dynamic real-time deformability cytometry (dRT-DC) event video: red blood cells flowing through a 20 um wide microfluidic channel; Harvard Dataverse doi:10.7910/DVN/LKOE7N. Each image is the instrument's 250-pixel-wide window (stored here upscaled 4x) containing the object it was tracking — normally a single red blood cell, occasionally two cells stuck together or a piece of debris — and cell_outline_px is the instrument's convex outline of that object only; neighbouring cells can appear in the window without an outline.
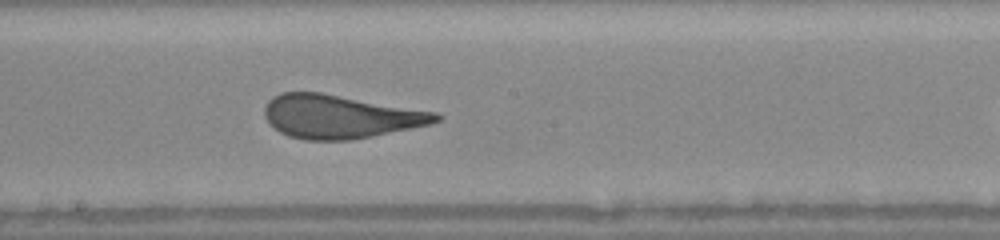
{"species": "human", "species_latin": "Homo sapiens", "temperature_condition": "warm", "stored_images_in_passage": 28, "camera_frame_rate_fps": 3000, "um_per_image_px": 0.085, "donor": {"sex": "female"}, "frame": {"image": 1, "passage_image": 13, "time_ms": 4.0, "image_size_px": [1000, 240], "cell_outline_px": [[444, 116], [440, 120], [432, 124], [352, 140], [304, 140], [288, 136], [280, 132], [264, 116], [264, 108], [268, 100], [272, 96], [280, 92], [320, 92], [436, 112]], "centroid_in_image_um": [28.91, 9.91], "position_along_channel_um": 219.3, "area_um2": 43.41}}
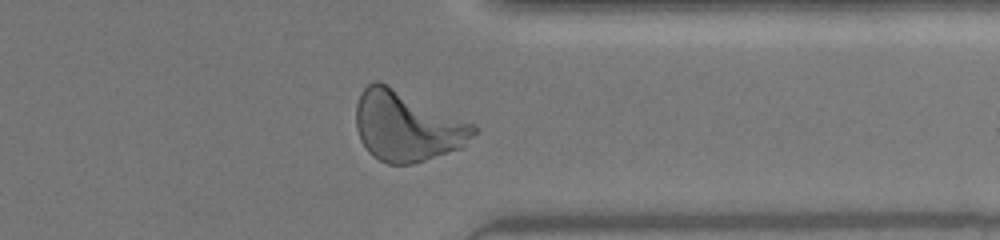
{"frame": {"image": 2, "passage_image": 24, "time_ms": 7.667, "image_size_px": [1000, 240], "cell_outline_px": [[480, 128], [464, 148], [416, 164], [388, 164], [372, 156], [368, 152], [360, 140], [356, 128], [356, 104], [360, 92], [372, 80], [380, 80], [476, 124]], "centroid_in_image_um": [34.62, 10.73], "position_along_channel_um": 376.8, "area_um2": 49.19}, "authors_computed_cell_mechanics": {"area_um2": 44.0725, "velocity_mm_per_s": 4.3413, "shape_relaxation_time_tau1_ms": 3.6762, "shape_relaxation_time_tau2_ms": null, "deformation_change_tau1": 0.1964, "deformation_change_tau2": null}}